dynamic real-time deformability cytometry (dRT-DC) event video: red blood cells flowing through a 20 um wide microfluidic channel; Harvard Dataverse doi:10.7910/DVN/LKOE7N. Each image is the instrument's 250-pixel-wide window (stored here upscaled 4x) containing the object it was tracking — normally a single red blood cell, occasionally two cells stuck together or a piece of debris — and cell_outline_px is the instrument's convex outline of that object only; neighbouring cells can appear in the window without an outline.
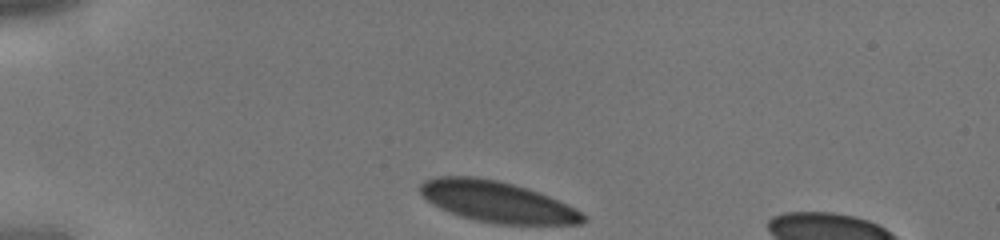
{"species": "human", "species_latin": "Homo sapiens", "temperature_condition": "cold", "stored_images_in_passage": 27, "camera_frame_rate_fps": 3000, "um_per_image_px": 0.085, "donor": {"sex": "male"}, "frame": {"image": 1, "passage_image": 1, "time_ms": 0.0, "image_size_px": [1000, 240], "cell_outline_px": [[588, 220], [580, 224], [500, 224], [476, 220], [460, 216], [440, 208], [432, 204], [420, 192], [420, 184], [424, 180], [436, 176], [472, 176], [496, 180], [512, 184], [548, 196], [568, 204], [576, 208], [588, 216]], "centroid_in_image_um": [42.28, 17.15], "position_along_channel_um": 42.7, "area_um2": 38.73}}
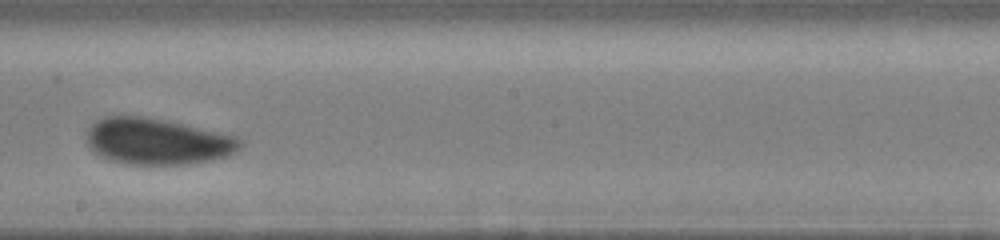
{"frame": {"image": 2, "passage_image": 16, "time_ms": 5.0, "image_size_px": [1000, 240], "cell_outline_px": [[244, 144], [236, 152], [228, 156], [212, 160], [188, 164], [128, 164], [112, 160], [100, 156], [88, 144], [84, 132], [96, 120], [104, 116], [140, 116], [168, 120], [236, 136], [244, 140]], "centroid_in_image_um": [13.39, 12.01], "position_along_channel_um": 234.8, "area_um2": 41.67}}
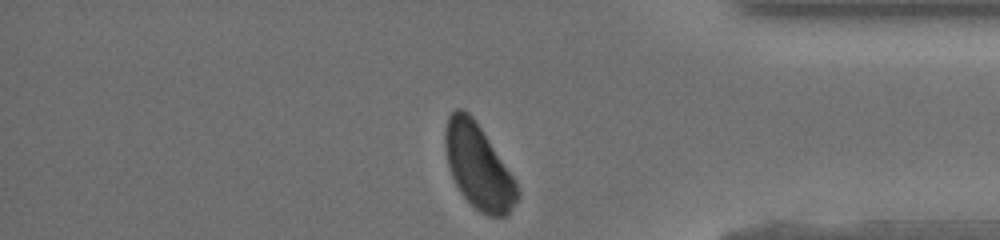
{"frame": {"image": 3, "passage_image": 27, "time_ms": 8.667, "image_size_px": [1000, 240], "cell_outline_px": [[520, 196], [508, 212], [504, 216], [488, 216], [480, 212], [460, 192], [452, 176], [448, 164], [444, 144], [444, 136], [448, 116], [456, 108], [464, 108], [476, 120], [516, 180], [520, 192]], "centroid_in_image_um": [40.66, 14.13], "position_along_channel_um": 394.5, "area_um2": 35.43}}